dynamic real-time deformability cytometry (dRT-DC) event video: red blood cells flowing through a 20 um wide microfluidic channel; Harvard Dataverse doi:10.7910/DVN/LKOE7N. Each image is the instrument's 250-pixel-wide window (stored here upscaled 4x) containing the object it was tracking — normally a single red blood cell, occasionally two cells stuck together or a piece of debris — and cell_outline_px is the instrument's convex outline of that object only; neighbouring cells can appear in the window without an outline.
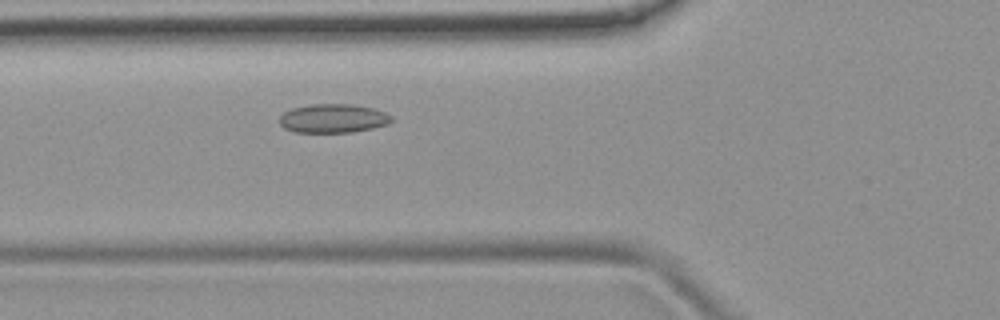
{"species": "common noctule bat (a hibernating species)", "species_latin": "Nyctalus noctula", "temperature_condition": "room temperature", "stored_images_in_passage": 45, "camera_frame_rate_fps": 3000, "um_per_image_px": 0.085, "animal": {"sex": "female", "body_mass_g": 19.9}, "frame": {"image": 1, "passage_image": 12, "time_ms": 3.667, "image_size_px": [1000, 320], "cell_outline_px": [[392, 120], [388, 124], [372, 128], [352, 132], [296, 132], [284, 128], [280, 124], [280, 116], [284, 112], [292, 108], [312, 104], [352, 104], [372, 108], [384, 112], [392, 116]], "centroid_in_image_um": [28.31, 10.06], "position_along_channel_um": 97.5, "area_um2": 18.73}}
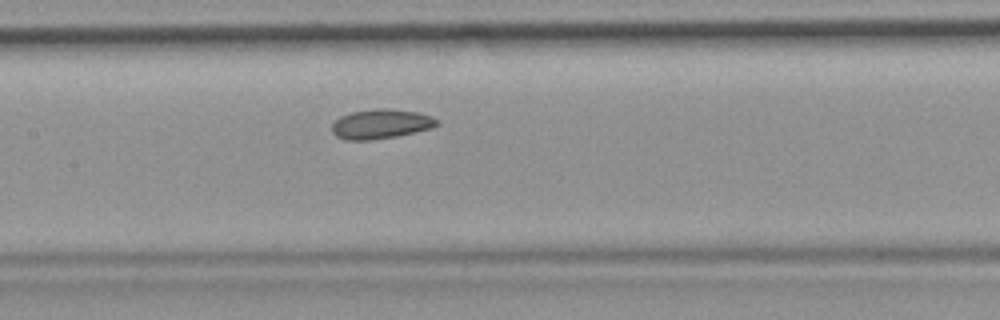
{"frame": {"image": 2, "passage_image": 18, "time_ms": 5.667, "image_size_px": [1000, 320], "cell_outline_px": [[440, 124], [432, 128], [396, 136], [372, 140], [348, 140], [336, 136], [332, 132], [332, 124], [340, 116], [352, 112], [380, 108], [388, 108], [416, 112], [432, 116], [440, 120]], "centroid_in_image_um": [32.4, 10.54], "position_along_channel_um": 175.0, "area_um2": 18.09}}
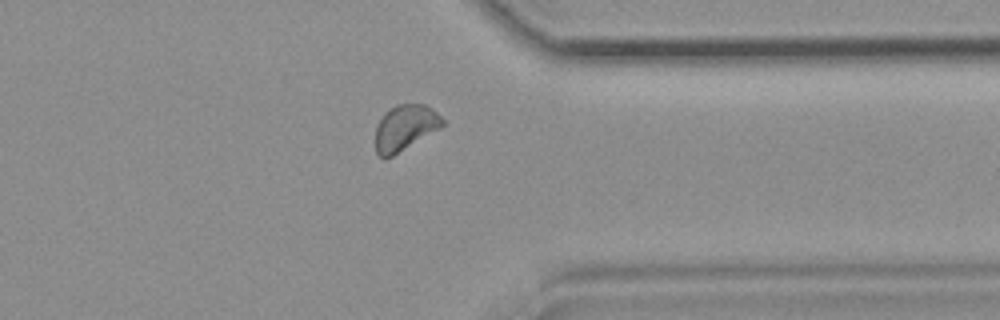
{"frame": {"image": 3, "passage_image": 34, "time_ms": 11.0, "image_size_px": [1000, 320], "cell_outline_px": [[444, 124], [440, 128], [392, 156], [384, 160], [376, 152], [376, 128], [384, 112], [396, 104], [424, 104], [432, 108], [444, 120]], "centroid_in_image_um": [34.42, 10.85], "position_along_channel_um": 377.0, "area_um2": 17.69}, "authors_computed_cell_mechanics": {"area_um2": 18.0914, "velocity_mm_per_s": 3.8767, "shape_relaxation_time_tau1_ms": null, "shape_relaxation_time_tau2_ms": 3.5495, "deformation_change_tau1": null, "deformation_change_tau2": 0.0678}}